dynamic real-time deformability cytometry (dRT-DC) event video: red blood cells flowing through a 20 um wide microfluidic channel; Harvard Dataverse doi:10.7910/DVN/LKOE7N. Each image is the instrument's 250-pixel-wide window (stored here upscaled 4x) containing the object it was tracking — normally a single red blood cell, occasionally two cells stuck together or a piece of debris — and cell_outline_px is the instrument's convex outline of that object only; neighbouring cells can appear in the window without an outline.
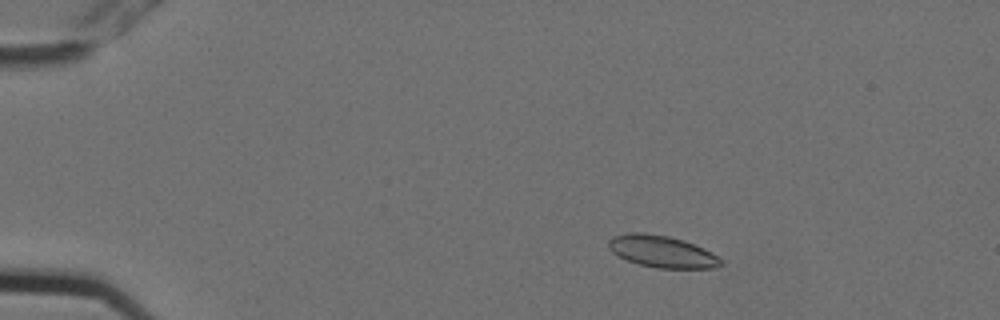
{"species": "Egyptian fruit bat (a non-hibernating species)", "species_latin": "Rousettus aegyptiacus", "temperature_condition": "cold", "stored_images_in_passage": 5, "camera_frame_rate_fps": 3000, "um_per_image_px": 0.085, "animal": {"sex": "female"}, "frame": {"image": 1, "passage_image": 2, "time_ms": 0.333, "image_size_px": [1000, 320], "cell_outline_px": [[724, 264], [716, 268], [660, 268], [640, 264], [628, 260], [612, 252], [608, 248], [608, 240], [612, 236], [628, 232], [644, 232], [668, 236], [684, 240], [704, 248], [712, 252], [724, 260]], "centroid_in_image_um": [56.3, 21.37], "position_along_channel_um": 28.7, "area_um2": 21.04}}